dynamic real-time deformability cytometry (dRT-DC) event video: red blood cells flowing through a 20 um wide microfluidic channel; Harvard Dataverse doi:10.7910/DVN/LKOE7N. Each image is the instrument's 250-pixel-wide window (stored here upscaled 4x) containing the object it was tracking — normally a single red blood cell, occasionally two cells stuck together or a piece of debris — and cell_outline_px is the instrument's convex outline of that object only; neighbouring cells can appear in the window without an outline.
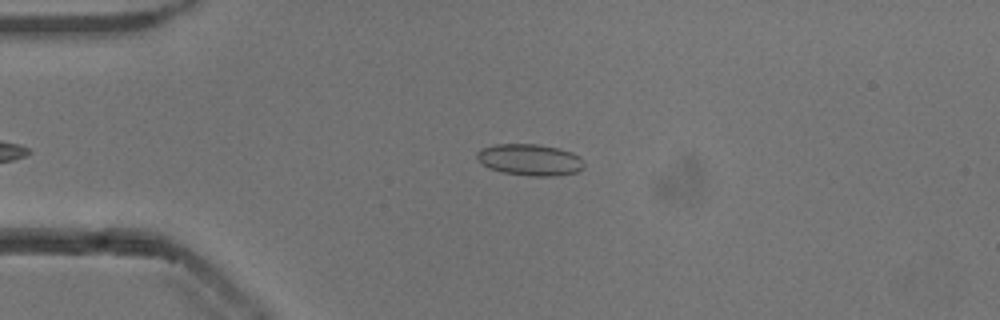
{"species": "common noctule bat (a hibernating species)", "species_latin": "Nyctalus noctula", "temperature_condition": "cold", "stored_images_in_passage": 40, "camera_frame_rate_fps": 3000, "um_per_image_px": 0.085, "animal": {"sex": "male", "body_mass_g": 13.3}, "frame": {"image": 1, "passage_image": 4, "time_ms": 1.0, "image_size_px": [1000, 320], "cell_outline_px": [[584, 168], [576, 172], [556, 176], [528, 176], [504, 172], [488, 168], [480, 164], [476, 160], [476, 152], [480, 148], [496, 144], [536, 144], [556, 148], [572, 152], [580, 156], [584, 164]], "centroid_in_image_um": [45.0, 13.58], "position_along_channel_um": 40.0, "area_um2": 19.88}}
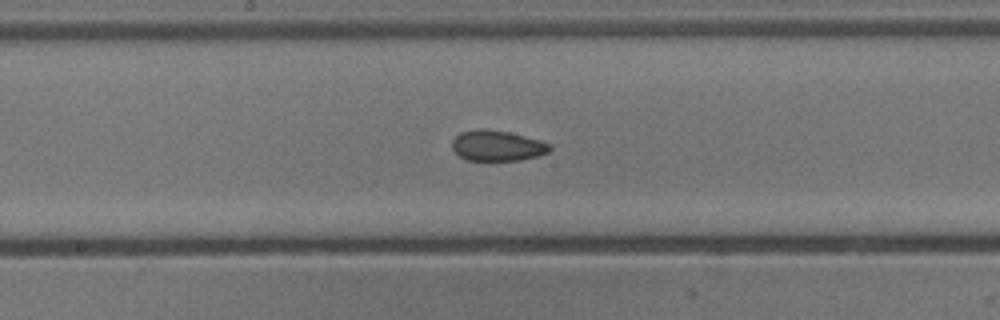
{"frame": {"image": 2, "passage_image": 19, "time_ms": 6.0, "image_size_px": [1000, 320], "cell_outline_px": [[552, 148], [548, 152], [536, 156], [520, 160], [468, 160], [460, 156], [452, 148], [452, 140], [460, 132], [476, 128], [484, 128], [508, 132], [540, 140], [552, 144]], "centroid_in_image_um": [42.26, 12.37], "position_along_channel_um": 205.9, "area_um2": 17.4}}
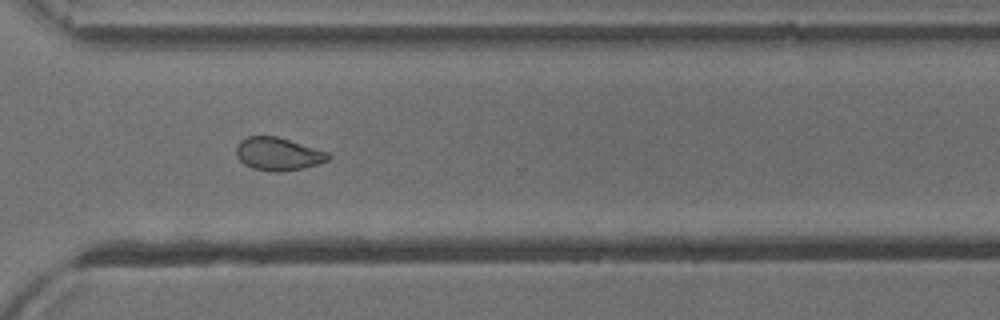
{"frame": {"image": 3, "passage_image": 30, "time_ms": 9.667, "image_size_px": [1000, 320], "cell_outline_px": [[332, 156], [328, 160], [304, 168], [280, 172], [272, 172], [252, 168], [244, 164], [236, 156], [236, 148], [240, 140], [248, 136], [276, 136], [328, 152]], "centroid_in_image_um": [23.62, 13.09], "position_along_channel_um": 347.0, "area_um2": 17.63}, "authors_computed_cell_mechanics": {"area_um2": 18.3515, "velocity_mm_per_s": 3.8626, "shape_relaxation_time_tau1_ms": 8.5816, "shape_relaxation_time_tau2_ms": 2.2668, "deformation_change_tau1": 0.1183, "deformation_change_tau2": 0.0687}}